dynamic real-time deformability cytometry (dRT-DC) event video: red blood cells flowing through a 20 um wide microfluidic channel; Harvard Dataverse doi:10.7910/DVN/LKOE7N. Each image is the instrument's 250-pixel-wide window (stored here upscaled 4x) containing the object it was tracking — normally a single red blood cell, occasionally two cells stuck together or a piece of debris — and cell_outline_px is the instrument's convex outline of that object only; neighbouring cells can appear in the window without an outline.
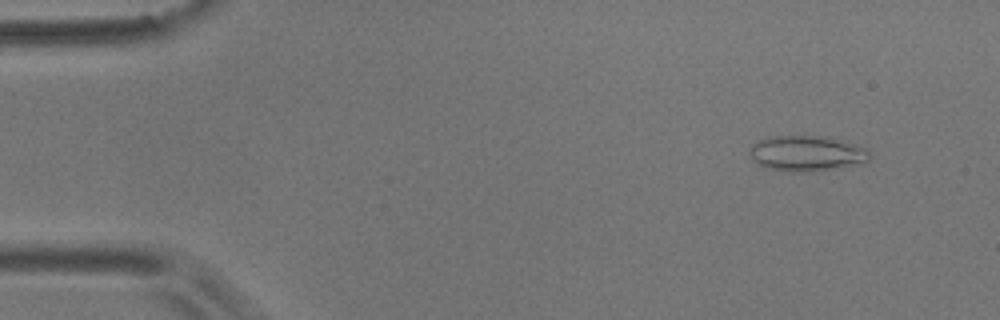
{"species": "common noctule bat (a hibernating species)", "species_latin": "Nyctalus noctula", "temperature_condition": "room temperature", "stored_images_in_passage": 3, "camera_frame_rate_fps": 3000, "um_per_image_px": 0.085, "animal": {"sex": "male", "body_mass_g": 17.9}, "frame": {"image": 1, "passage_image": 1, "time_ms": 0.0, "image_size_px": [1000, 320], "cell_outline_px": [[872, 156], [864, 164], [804, 172], [788, 172], [764, 168], [756, 164], [752, 160], [748, 152], [748, 148], [752, 144], [768, 136], [828, 136], [868, 148]], "centroid_in_image_um": [68.55, 13.04], "position_along_channel_um": 16.4, "area_um2": 25.43}}